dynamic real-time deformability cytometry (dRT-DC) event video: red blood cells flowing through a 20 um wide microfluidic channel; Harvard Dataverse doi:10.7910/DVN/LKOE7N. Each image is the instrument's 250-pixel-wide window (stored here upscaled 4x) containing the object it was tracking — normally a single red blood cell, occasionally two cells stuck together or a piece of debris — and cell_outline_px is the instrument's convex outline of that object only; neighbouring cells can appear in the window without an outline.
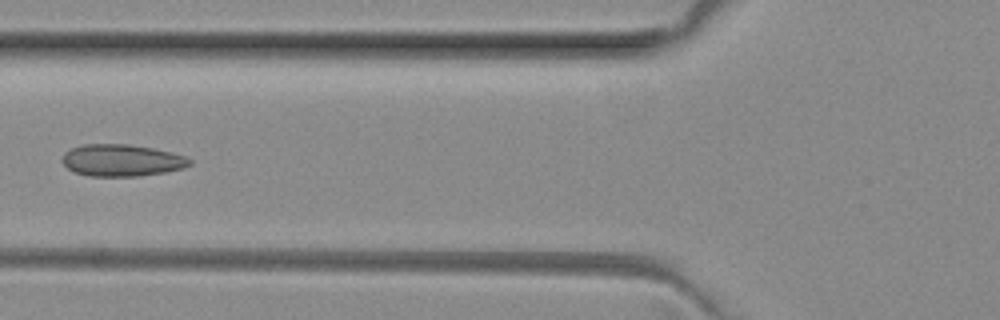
{"species": "common noctule bat (a hibernating species)", "species_latin": "Nyctalus noctula", "temperature_condition": "room temperature", "stored_images_in_passage": 7, "camera_frame_rate_fps": 3000, "um_per_image_px": 0.085, "animal": {"sex": "female", "body_mass_g": 29.2, "forearm_length_mm": 56.3}, "frame": {"image": 1, "passage_image": 5, "time_ms": 1.333, "image_size_px": [1000, 320], "cell_outline_px": [[192, 164], [184, 168], [164, 172], [140, 176], [88, 176], [76, 172], [68, 168], [60, 160], [64, 152], [72, 148], [84, 144], [128, 144], [152, 148], [184, 156], [192, 160]], "centroid_in_image_um": [10.33, 13.63], "position_along_channel_um": 115.5, "area_um2": 23.64}}
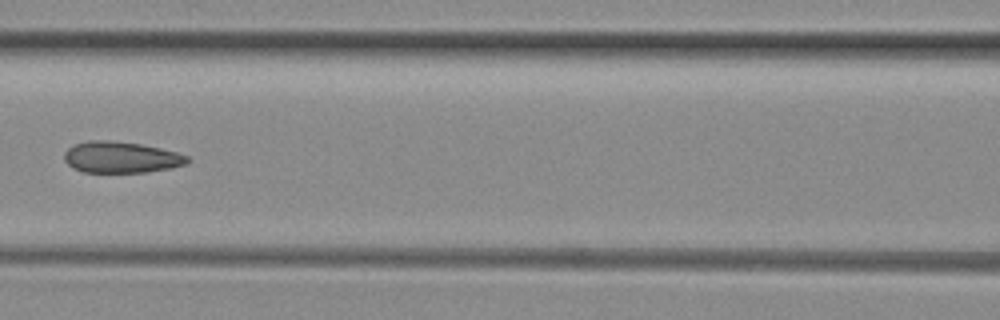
{"frame": {"image": 2, "passage_image": 6, "time_ms": 1.667, "image_size_px": [1000, 320], "cell_outline_px": [[192, 160], [188, 164], [172, 168], [148, 172], [84, 172], [72, 168], [64, 160], [64, 152], [68, 148], [76, 144], [88, 140], [112, 140], [140, 144], [160, 148], [176, 152], [188, 156]], "centroid_in_image_um": [10.32, 13.37], "position_along_channel_um": 156.3, "area_um2": 22.66}}
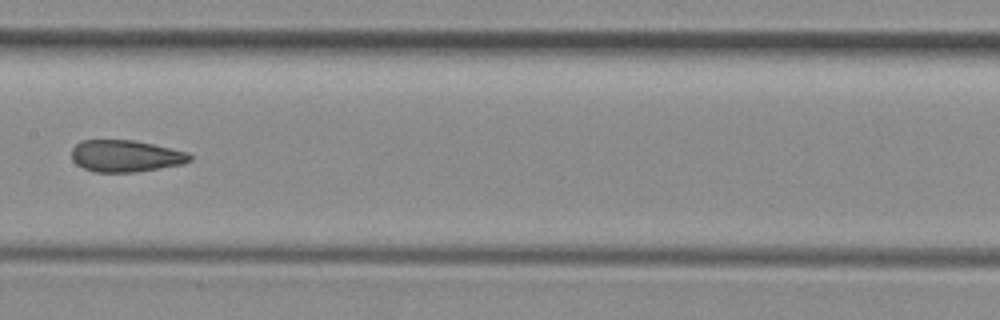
{"frame": {"image": 3, "passage_image": 7, "time_ms": 2.0, "image_size_px": [1000, 320], "cell_outline_px": [[192, 160], [184, 164], [136, 172], [96, 172], [84, 168], [76, 164], [72, 160], [72, 148], [80, 140], [132, 140], [152, 144], [188, 152], [192, 156]], "centroid_in_image_um": [10.68, 13.26], "position_along_channel_um": 196.7, "area_um2": 21.96}}